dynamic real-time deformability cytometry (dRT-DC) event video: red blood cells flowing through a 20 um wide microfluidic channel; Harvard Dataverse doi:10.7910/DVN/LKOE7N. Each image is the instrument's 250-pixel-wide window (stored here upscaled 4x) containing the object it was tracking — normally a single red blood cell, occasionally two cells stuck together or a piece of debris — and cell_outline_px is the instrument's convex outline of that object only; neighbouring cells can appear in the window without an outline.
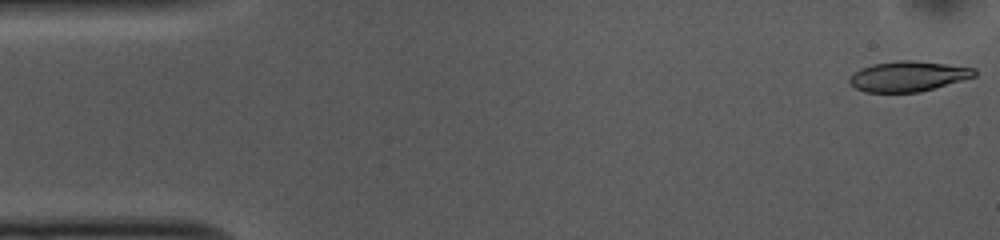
{"species": "common noctule bat (a hibernating species)", "species_latin": "Nyctalus noctula", "temperature_condition": "cold", "stored_images_in_passage": 52, "camera_frame_rate_fps": 3000, "um_per_image_px": 0.085, "animal": {"sex": "female", "body_mass_g": 10.0, "forearm_length_mm": 53.1}, "frame": {"image": 1, "passage_image": 1, "time_ms": 0.0, "image_size_px": [1000, 240], "cell_outline_px": [[976, 76], [920, 92], [864, 92], [856, 88], [848, 80], [848, 76], [860, 68], [872, 64], [900, 60], [912, 60], [976, 68]], "centroid_in_image_um": [77.16, 6.48], "position_along_channel_um": 7.8, "area_um2": 21.96}}
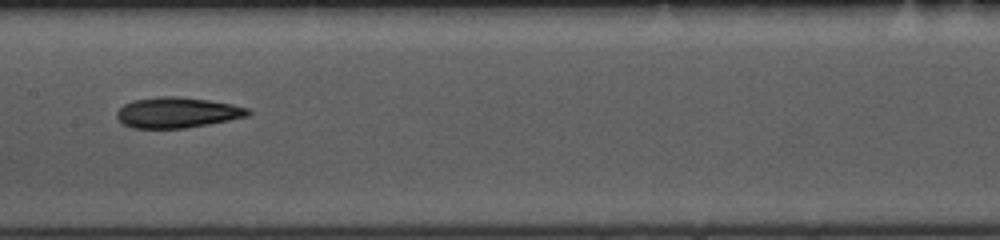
{"frame": {"image": 2, "passage_image": 25, "time_ms": 8.0, "image_size_px": [1000, 240], "cell_outline_px": [[252, 112], [248, 116], [208, 124], [184, 128], [132, 128], [124, 124], [116, 116], [116, 112], [124, 104], [132, 100], [164, 96], [176, 96], [208, 100], [232, 104], [248, 108]], "centroid_in_image_um": [15.06, 9.56], "position_along_channel_um": 192.3, "area_um2": 23.24}}
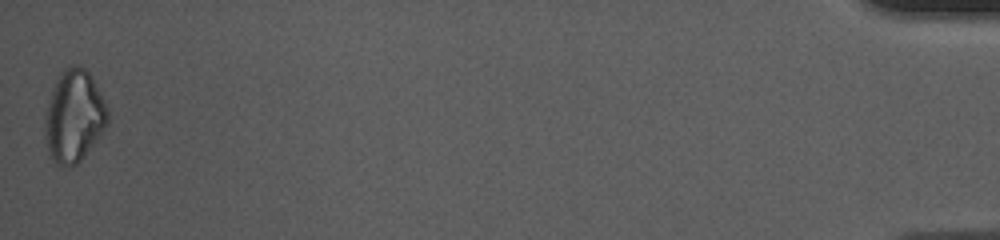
{"frame": {"image": 3, "passage_image": 52, "time_ms": 17.0, "image_size_px": [1000, 240], "cell_outline_px": [[108, 124], [80, 160], [76, 164], [64, 168], [56, 164], [48, 148], [44, 136], [44, 116], [52, 88], [60, 72], [72, 64], [80, 64], [88, 72], [108, 104]], "centroid_in_image_um": [6.28, 9.84], "position_along_channel_um": 428.9, "area_um2": 33.76}, "authors_computed_cell_mechanics": {"area_um2": 23.2067, "velocity_mm_per_s": 3.7229, "shape_relaxation_time_tau1_ms": 3.607, "shape_relaxation_time_tau2_ms": 7.3613, "deformation_change_tau1": 0.1415, "deformation_change_tau2": 0.1873}}